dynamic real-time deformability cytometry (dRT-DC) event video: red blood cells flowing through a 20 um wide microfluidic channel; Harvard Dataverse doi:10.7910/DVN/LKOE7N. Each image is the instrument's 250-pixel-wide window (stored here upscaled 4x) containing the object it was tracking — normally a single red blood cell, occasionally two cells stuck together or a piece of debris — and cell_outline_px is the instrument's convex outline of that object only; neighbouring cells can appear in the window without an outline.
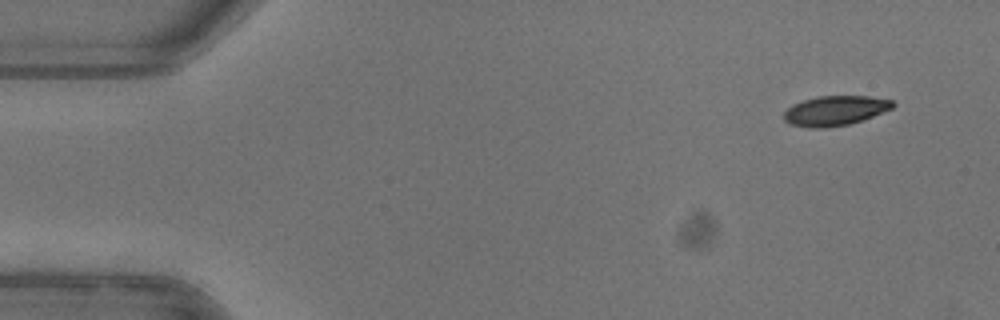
{"species": "common noctule bat (a hibernating species)", "species_latin": "Nyctalus noctula", "temperature_condition": "warm", "stored_images_in_passage": 3, "camera_frame_rate_fps": 3000, "um_per_image_px": 0.085, "animal": {"sex": "female"}, "frame": {"image": 1, "passage_image": 1, "time_ms": 0.0, "image_size_px": [1000, 320], "cell_outline_px": [[896, 104], [892, 108], [872, 116], [848, 124], [824, 128], [812, 128], [792, 124], [784, 120], [784, 112], [792, 104], [816, 96], [868, 96], [892, 100]], "centroid_in_image_um": [70.97, 9.39], "position_along_channel_um": 14.0, "area_um2": 18.67}}